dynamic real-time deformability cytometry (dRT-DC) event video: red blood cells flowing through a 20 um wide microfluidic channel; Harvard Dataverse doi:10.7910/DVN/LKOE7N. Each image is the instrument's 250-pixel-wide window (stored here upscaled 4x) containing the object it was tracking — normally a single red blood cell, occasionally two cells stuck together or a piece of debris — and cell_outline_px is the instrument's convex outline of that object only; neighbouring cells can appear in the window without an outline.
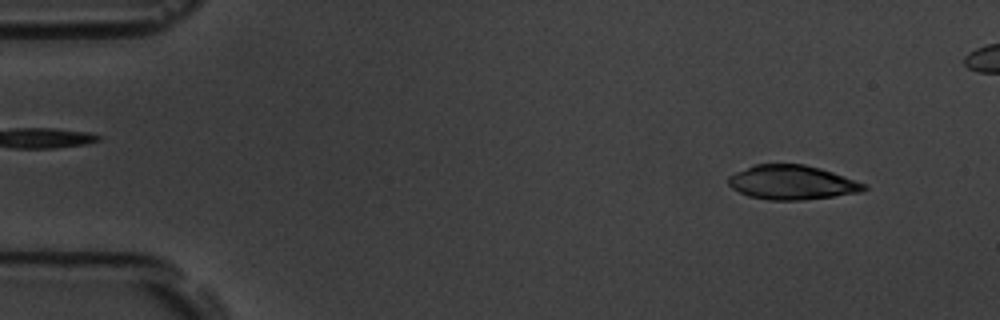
{"species": "common noctule bat (a hibernating species)", "species_latin": "Nyctalus noctula", "temperature_condition": "room temperature", "stored_images_in_passage": 4, "camera_frame_rate_fps": 3000, "um_per_image_px": 0.085, "animal": {"sex": "male", "body_mass_g": 19.5, "forearm_length_mm": 54.6}, "frame": {"image": 1, "passage_image": 1, "time_ms": 0.0, "image_size_px": [1000, 320], "cell_outline_px": [[868, 188], [860, 192], [804, 200], [768, 200], [748, 196], [732, 188], [728, 184], [728, 176], [736, 172], [756, 164], [804, 164], [820, 168], [868, 184]], "centroid_in_image_um": [67.33, 15.51], "position_along_channel_um": 17.7, "area_um2": 27.05}}